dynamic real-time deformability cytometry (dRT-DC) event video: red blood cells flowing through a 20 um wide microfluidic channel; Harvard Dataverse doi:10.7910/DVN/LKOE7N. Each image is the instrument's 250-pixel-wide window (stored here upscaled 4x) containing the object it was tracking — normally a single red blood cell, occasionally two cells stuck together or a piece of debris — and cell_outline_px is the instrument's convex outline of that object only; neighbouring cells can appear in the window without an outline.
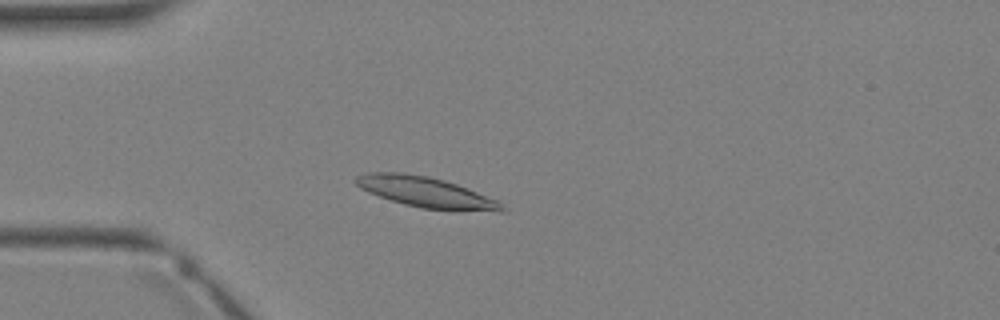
{"species": "Egyptian fruit bat (a non-hibernating species)", "species_latin": "Rousettus aegyptiacus", "temperature_condition": "warm", "stored_images_in_passage": 2, "camera_frame_rate_fps": 3000, "um_per_image_px": 0.085, "animal": {"sex": "female"}, "frame": {"image": 1, "passage_image": 2, "time_ms": 1.333, "image_size_px": [1000, 320], "cell_outline_px": [[504, 212], [460, 212], [420, 208], [404, 204], [368, 192], [360, 188], [356, 184], [356, 176], [368, 172], [400, 172], [428, 176], [444, 180], [456, 184], [496, 200], [504, 208]], "centroid_in_image_um": [36.23, 16.36], "position_along_channel_um": 48.8, "area_um2": 26.07}}